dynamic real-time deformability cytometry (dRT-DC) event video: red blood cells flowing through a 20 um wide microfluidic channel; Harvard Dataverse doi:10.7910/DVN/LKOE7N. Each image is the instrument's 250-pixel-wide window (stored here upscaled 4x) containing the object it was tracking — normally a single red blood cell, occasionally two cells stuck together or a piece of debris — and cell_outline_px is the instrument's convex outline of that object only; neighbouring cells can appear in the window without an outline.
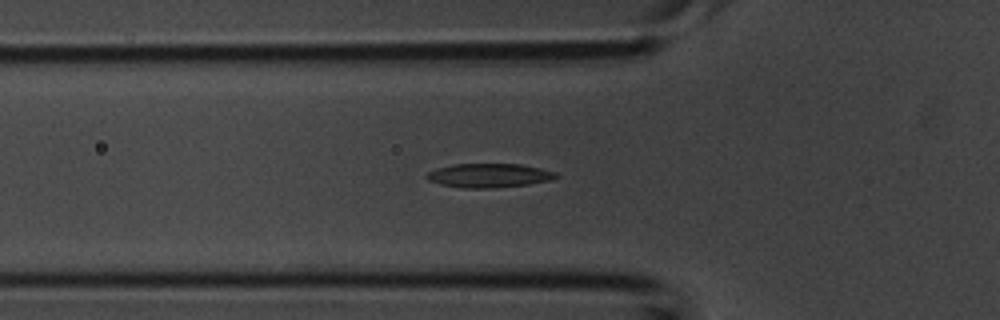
{"species": "common noctule bat (a hibernating species)", "species_latin": "Nyctalus noctula", "temperature_condition": "room temperature", "stored_images_in_passage": 36, "camera_frame_rate_fps": 3000, "um_per_image_px": 0.085, "animal": {"sex": "male", "body_mass_g": 20.1, "forearm_length_mm": 53.5}, "frame": {"image": 1, "passage_image": 13, "time_ms": 4.0, "image_size_px": [1000, 320], "cell_outline_px": [[560, 176], [552, 180], [528, 184], [496, 188], [460, 188], [440, 184], [428, 180], [424, 176], [428, 172], [436, 168], [452, 164], [520, 164], [540, 168], [556, 172]], "centroid_in_image_um": [41.56, 14.92], "position_along_channel_um": 84.2, "area_um2": 18.26}}
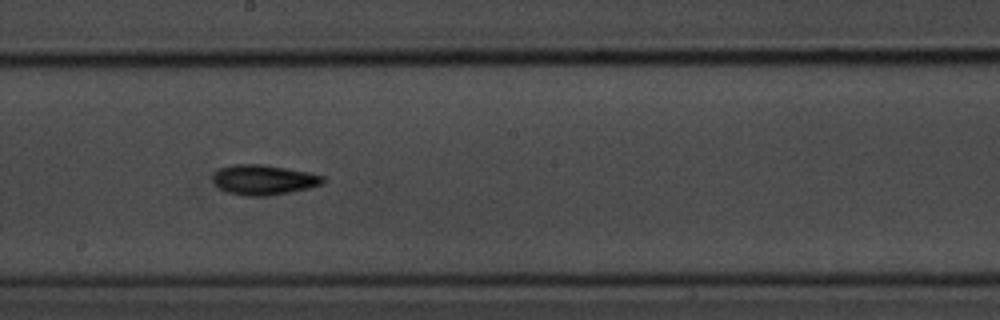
{"frame": {"image": 2, "passage_image": 22, "time_ms": 7.0, "image_size_px": [1000, 320], "cell_outline_px": [[324, 184], [308, 188], [268, 196], [244, 196], [228, 192], [220, 188], [212, 180], [212, 176], [220, 168], [232, 164], [260, 164], [308, 172], [324, 176]], "centroid_in_image_um": [22.4, 15.28], "position_along_channel_um": 225.8, "area_um2": 19.13}}
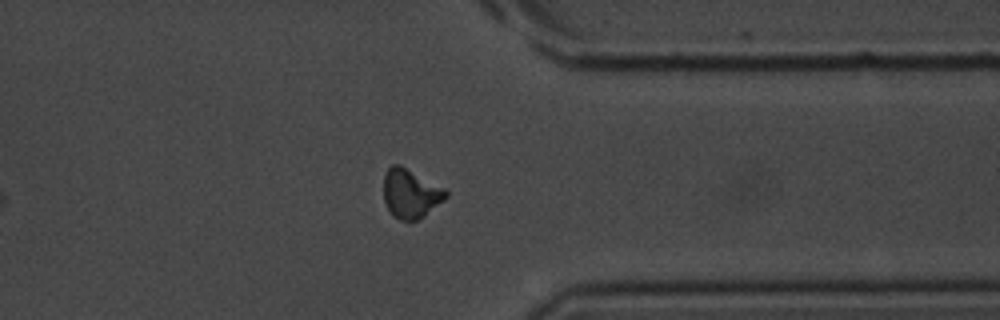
{"frame": {"image": 3, "passage_image": 32, "time_ms": 10.333, "image_size_px": [1000, 320], "cell_outline_px": [[448, 196], [444, 200], [424, 216], [416, 220], [400, 220], [392, 216], [384, 200], [384, 172], [392, 164], [400, 164], [444, 188], [448, 192]], "centroid_in_image_um": [34.89, 16.44], "position_along_channel_um": 376.5, "area_um2": 17.8}}